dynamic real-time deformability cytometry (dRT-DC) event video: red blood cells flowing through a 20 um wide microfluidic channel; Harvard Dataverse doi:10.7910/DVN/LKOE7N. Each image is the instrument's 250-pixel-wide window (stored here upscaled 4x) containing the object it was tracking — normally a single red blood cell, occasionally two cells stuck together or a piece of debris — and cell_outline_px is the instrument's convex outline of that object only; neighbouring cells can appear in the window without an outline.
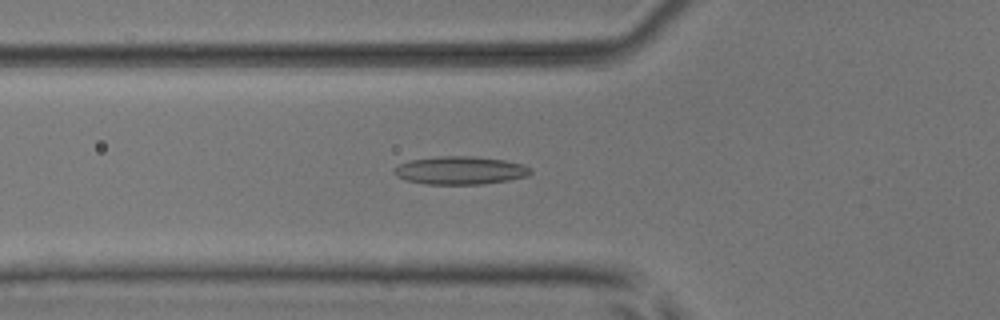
{"species": "common noctule bat (a hibernating species)", "species_latin": "Nyctalus noctula", "temperature_condition": "room temperature", "stored_images_in_passage": 36, "camera_frame_rate_fps": 3000, "um_per_image_px": 0.085, "animal": {"sex": "male", "body_mass_g": 17.9, "forearm_length_mm": 54.2}, "frame": {"image": 1, "passage_image": 2, "time_ms": 0.333, "image_size_px": [1000, 320], "cell_outline_px": [[532, 172], [528, 176], [508, 180], [484, 184], [424, 184], [408, 180], [396, 176], [392, 172], [392, 168], [408, 160], [436, 156], [472, 156], [504, 160], [524, 164], [532, 168]], "centroid_in_image_um": [39.11, 14.48], "position_along_channel_um": 86.7, "area_um2": 22.54}}
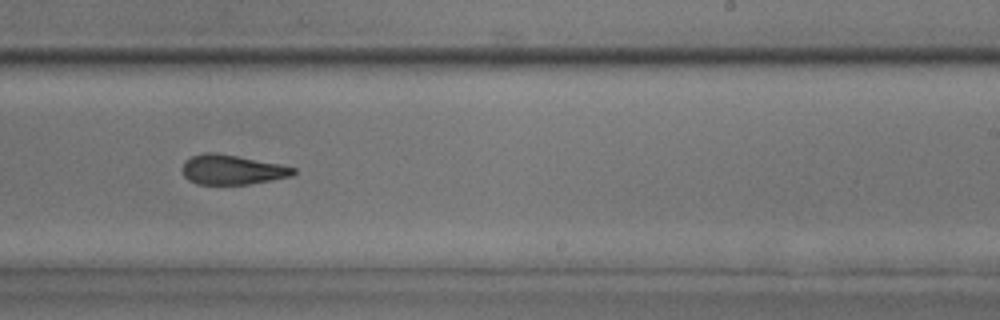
{"frame": {"image": 2, "passage_image": 16, "time_ms": 5.0, "image_size_px": [1000, 320], "cell_outline_px": [[296, 172], [292, 176], [272, 180], [248, 184], [196, 184], [188, 180], [184, 176], [180, 168], [184, 160], [192, 156], [204, 152], [216, 152], [280, 164], [296, 168]], "centroid_in_image_um": [19.68, 14.42], "position_along_channel_um": 269.3, "area_um2": 19.42}}
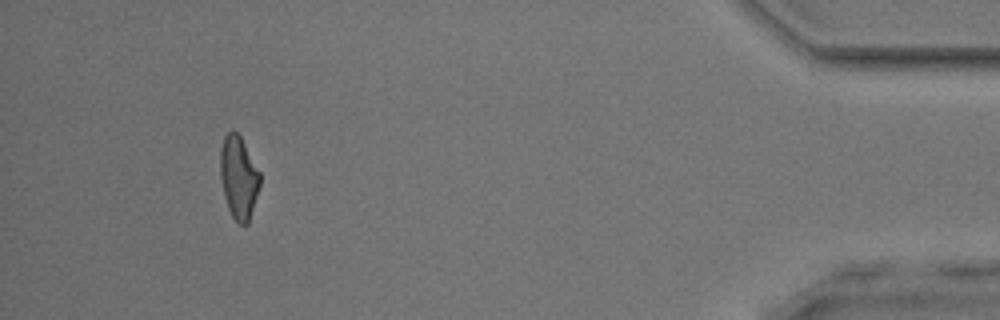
{"frame": {"image": 3, "passage_image": 32, "time_ms": 10.333, "image_size_px": [1000, 320], "cell_outline_px": [[260, 184], [248, 224], [240, 224], [232, 216], [228, 208], [224, 196], [220, 176], [220, 148], [224, 136], [232, 128], [240, 136], [260, 172]], "centroid_in_image_um": [20.27, 15.05], "position_along_channel_um": 414.9, "area_um2": 19.07}, "authors_computed_cell_mechanics": {"area_um2": 19.8832, "velocity_mm_per_s": 3.9221, "shape_relaxation_time_tau1_ms": null, "shape_relaxation_time_tau2_ms": 2.5232, "deformation_change_tau1": null, "deformation_change_tau2": 0.1117}}